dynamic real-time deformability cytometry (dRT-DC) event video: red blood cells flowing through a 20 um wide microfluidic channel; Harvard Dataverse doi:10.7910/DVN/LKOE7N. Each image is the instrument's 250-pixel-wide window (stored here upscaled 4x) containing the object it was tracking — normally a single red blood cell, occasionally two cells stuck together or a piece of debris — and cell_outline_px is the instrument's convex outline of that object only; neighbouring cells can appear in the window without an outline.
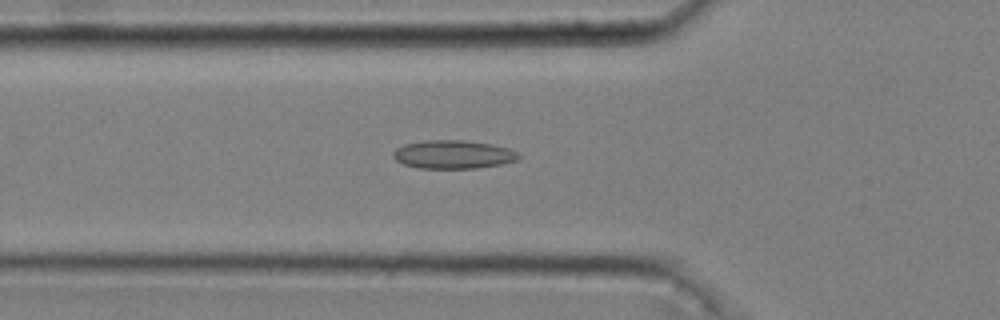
{"species": "common noctule bat (a hibernating species)", "species_latin": "Nyctalus noctula", "temperature_condition": "cold", "stored_images_in_passage": 53, "camera_frame_rate_fps": 3000, "um_per_image_px": 0.085, "animal": {"sex": "male", "body_mass_g": 20.4}, "frame": {"image": 1, "passage_image": 19, "time_ms": 6.0, "image_size_px": [1000, 320], "cell_outline_px": [[520, 156], [516, 160], [500, 164], [476, 168], [416, 168], [404, 164], [396, 160], [392, 156], [392, 152], [396, 148], [404, 144], [424, 140], [464, 140], [492, 144], [508, 148], [516, 152]], "centroid_in_image_um": [38.47, 13.12], "position_along_channel_um": 87.3, "area_um2": 20.75}}
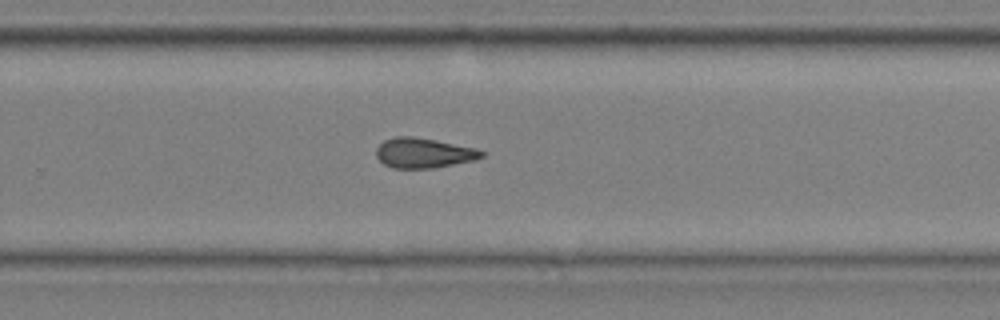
{"frame": {"image": 2, "passage_image": 36, "time_ms": 11.667, "image_size_px": [1000, 320], "cell_outline_px": [[484, 156], [476, 160], [432, 168], [392, 168], [384, 164], [376, 156], [376, 148], [384, 140], [396, 136], [412, 136], [436, 140], [476, 148], [484, 152]], "centroid_in_image_um": [36.01, 13.0], "position_along_channel_um": 293.8, "area_um2": 18.44}}
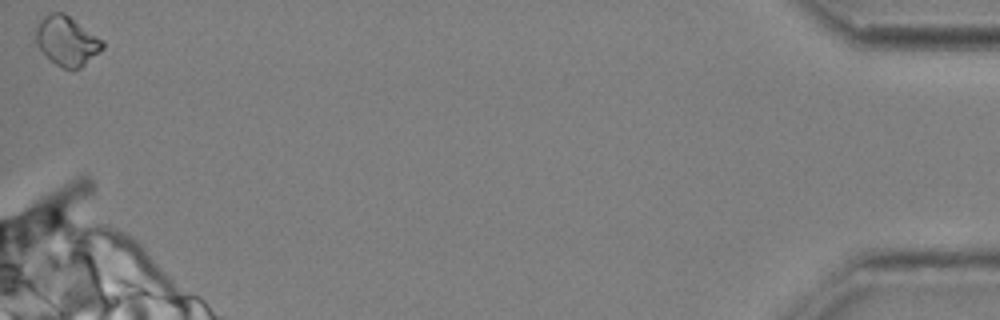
{"frame": {"image": 3, "passage_image": 53, "time_ms": 17.333, "image_size_px": [1000, 320], "cell_outline_px": [[104, 48], [100, 52], [80, 68], [64, 68], [56, 64], [36, 44], [32, 36], [32, 32], [36, 24], [44, 16], [52, 12], [64, 12], [104, 40]], "centroid_in_image_um": [5.65, 3.44], "position_along_channel_um": 429.5, "area_um2": 19.42}, "authors_computed_cell_mechanics": {"area_um2": 18.8428, "velocity_mm_per_s": 3.6461, "shape_relaxation_time_tau1_ms": null, "shape_relaxation_time_tau2_ms": 4.0375, "deformation_change_tau1": null, "deformation_change_tau2": 0.1186}}